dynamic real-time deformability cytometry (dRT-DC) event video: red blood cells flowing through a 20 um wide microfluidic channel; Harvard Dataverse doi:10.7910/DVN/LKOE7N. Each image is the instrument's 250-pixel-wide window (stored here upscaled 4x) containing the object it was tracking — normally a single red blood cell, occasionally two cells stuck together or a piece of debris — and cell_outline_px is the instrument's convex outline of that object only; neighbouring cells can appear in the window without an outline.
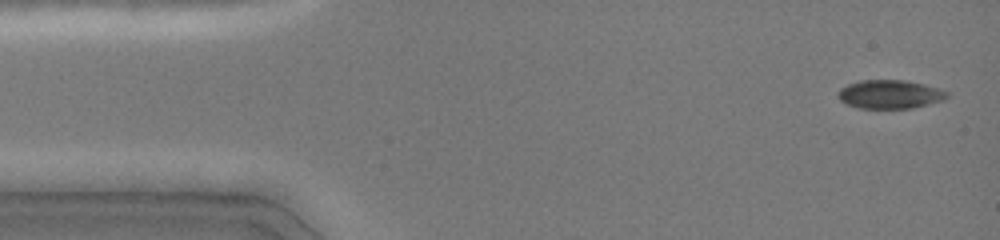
{"species": "common noctule bat (a hibernating species)", "species_latin": "Nyctalus noctula", "temperature_condition": "cold", "stored_images_in_passage": 23, "camera_frame_rate_fps": 3000, "um_per_image_px": 0.085, "animal": {"sex": "female", "body_mass_g": 19.0, "forearm_length_mm": 51.5}, "frame": {"image": 1, "passage_image": 2, "time_ms": 0.333, "image_size_px": [1000, 240], "cell_outline_px": [[948, 96], [944, 100], [912, 108], [860, 108], [848, 104], [840, 100], [836, 96], [836, 92], [840, 88], [848, 84], [860, 80], [904, 80], [924, 84], [940, 88], [948, 92]], "centroid_in_image_um": [75.63, 8.01], "position_along_channel_um": 9.4, "area_um2": 18.26}}
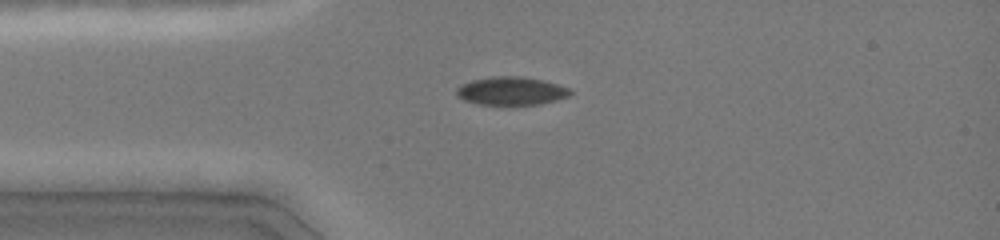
{"frame": {"image": 2, "passage_image": 11, "time_ms": 3.333, "image_size_px": [1000, 240], "cell_outline_px": [[572, 92], [568, 96], [556, 100], [540, 104], [512, 108], [476, 104], [464, 100], [456, 96], [456, 88], [460, 84], [472, 80], [492, 76], [524, 76], [544, 80], [568, 88]], "centroid_in_image_um": [43.4, 7.77], "position_along_channel_um": 41.6, "area_um2": 19.65}}
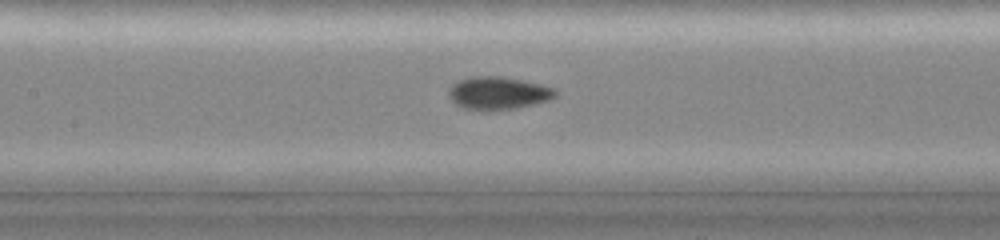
{"frame": {"image": 3, "passage_image": 21, "time_ms": 6.667, "image_size_px": [1000, 240], "cell_outline_px": [[556, 96], [548, 100], [516, 108], [464, 108], [456, 104], [448, 96], [448, 88], [456, 80], [468, 76], [500, 76], [524, 80], [556, 88]], "centroid_in_image_um": [42.32, 7.86], "position_along_channel_um": 165.1, "area_um2": 20.06}}